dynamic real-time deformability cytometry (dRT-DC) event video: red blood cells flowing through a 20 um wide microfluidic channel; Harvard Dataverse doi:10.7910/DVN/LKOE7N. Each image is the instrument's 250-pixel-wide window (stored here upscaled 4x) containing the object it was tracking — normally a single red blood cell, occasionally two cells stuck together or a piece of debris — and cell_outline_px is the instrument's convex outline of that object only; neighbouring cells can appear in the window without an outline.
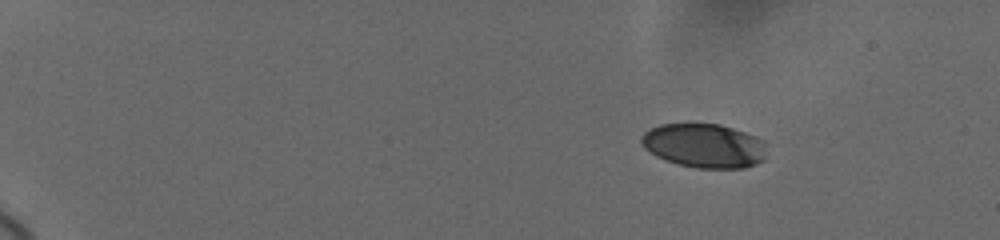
{"species": "human", "species_latin": "Homo sapiens", "temperature_condition": "cold", "stored_images_in_passage": 91, "camera_frame_rate_fps": 3000, "um_per_image_px": 0.085, "donor": {"sex": "female"}, "frame": {"image": 1, "passage_image": 1, "time_ms": 0.0, "image_size_px": [1000, 240], "cell_outline_px": [[764, 160], [756, 164], [744, 168], [700, 168], [680, 164], [656, 156], [644, 148], [640, 144], [640, 136], [648, 128], [660, 124], [720, 124], [744, 132], [764, 140]], "centroid_in_image_um": [59.82, 12.37], "position_along_channel_um": 25.2, "area_um2": 32.14}}
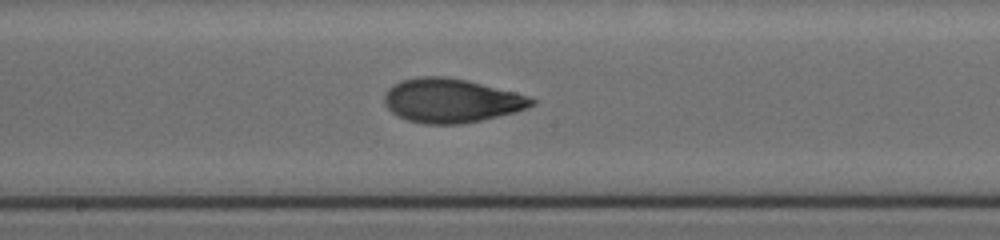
{"frame": {"image": 2, "passage_image": 47, "time_ms": 8.667, "image_size_px": [1000, 240], "cell_outline_px": [[536, 104], [516, 112], [480, 120], [460, 124], [424, 124], [408, 120], [396, 116], [384, 104], [384, 96], [388, 88], [400, 80], [420, 76], [448, 76], [468, 80], [516, 92], [528, 96], [536, 100]], "centroid_in_image_um": [38.35, 8.54], "position_along_channel_um": 209.9, "area_um2": 38.03}}
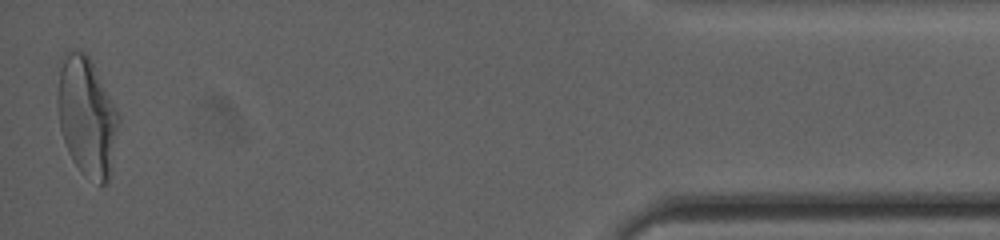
{"frame": {"image": 3, "passage_image": 91, "time_ms": 16.333, "image_size_px": [1000, 240], "cell_outline_px": [[120, 120], [112, 172], [108, 184], [100, 184], [80, 172], [72, 160], [68, 152], [60, 128], [56, 104], [56, 64], [60, 56], [68, 48], [84, 52], [92, 60], [120, 116]], "centroid_in_image_um": [7.34, 9.84], "position_along_channel_um": 427.9, "area_um2": 43.93}, "authors_computed_cell_mechanics": {"area_um2": 36.703, "velocity_mm_per_s": 3.6774, "shape_relaxation_time_tau1_ms": 4.431, "shape_relaxation_time_tau2_ms": 1.2751, "deformation_change_tau1": 0.1626, "deformation_change_tau2": 0.07}}